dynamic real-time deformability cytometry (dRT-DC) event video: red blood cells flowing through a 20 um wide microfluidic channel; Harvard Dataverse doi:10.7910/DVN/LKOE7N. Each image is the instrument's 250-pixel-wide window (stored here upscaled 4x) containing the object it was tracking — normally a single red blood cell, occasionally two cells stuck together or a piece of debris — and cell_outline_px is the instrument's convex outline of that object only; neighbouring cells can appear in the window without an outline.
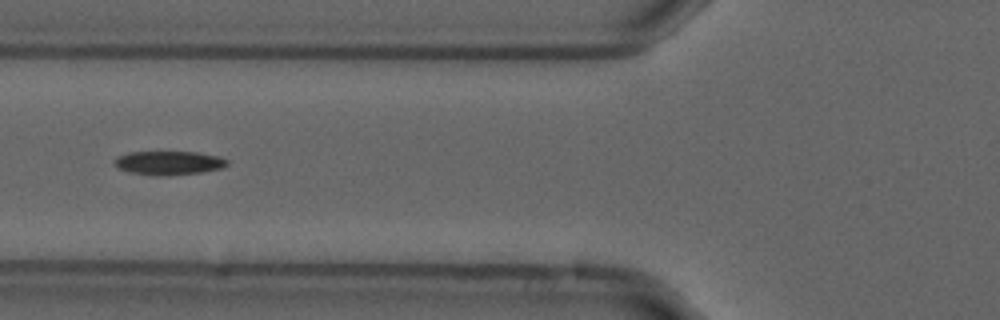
{"species": "common noctule bat (a hibernating species)", "species_latin": "Nyctalus noctula", "temperature_condition": "cold", "stored_images_in_passage": 41, "camera_frame_rate_fps": 3000, "um_per_image_px": 0.085, "animal": {"sex": "male", "forearm_length_mm": 52.5}, "frame": {"image": 1, "passage_image": 7, "time_ms": 2.0, "image_size_px": [1000, 320], "cell_outline_px": [[228, 164], [220, 168], [200, 172], [168, 176], [128, 172], [116, 168], [112, 164], [112, 160], [116, 156], [128, 152], [196, 152], [216, 156], [228, 160]], "centroid_in_image_um": [14.24, 13.84], "position_along_channel_um": 111.6, "area_um2": 15.66}}